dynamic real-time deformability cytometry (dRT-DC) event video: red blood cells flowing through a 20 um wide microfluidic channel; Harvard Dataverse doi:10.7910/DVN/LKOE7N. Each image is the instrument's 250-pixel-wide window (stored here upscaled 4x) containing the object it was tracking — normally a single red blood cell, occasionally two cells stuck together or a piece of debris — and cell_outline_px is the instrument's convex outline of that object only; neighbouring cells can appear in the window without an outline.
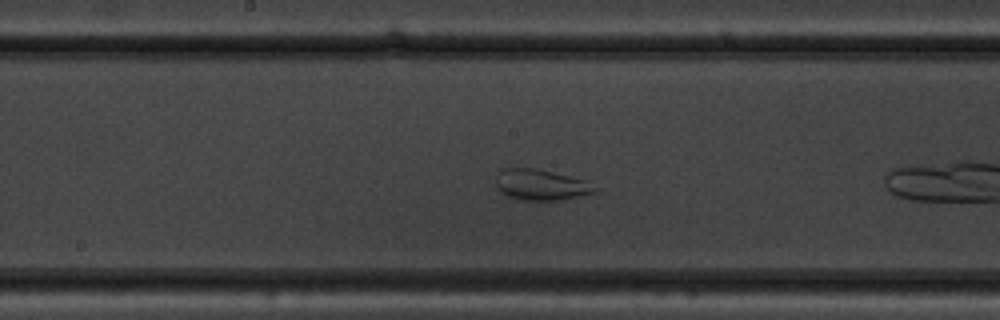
{"species": "common noctule bat (a hibernating species)", "species_latin": "Nyctalus noctula", "temperature_condition": "warm", "stored_images_in_passage": 17, "camera_frame_rate_fps": 3000, "um_per_image_px": 0.085, "animal": {"sex": "male", "body_mass_g": 19.5, "forearm_length_mm": 54.6}, "frame": {"image": 1, "passage_image": 12, "time_ms": 3.667, "image_size_px": [1000, 320], "cell_outline_px": [[600, 188], [596, 192], [560, 200], [520, 200], [508, 196], [500, 192], [496, 184], [496, 176], [504, 168], [532, 168], [588, 180]], "centroid_in_image_um": [46.02, 15.71], "position_along_channel_um": 202.2, "area_um2": 17.8}}
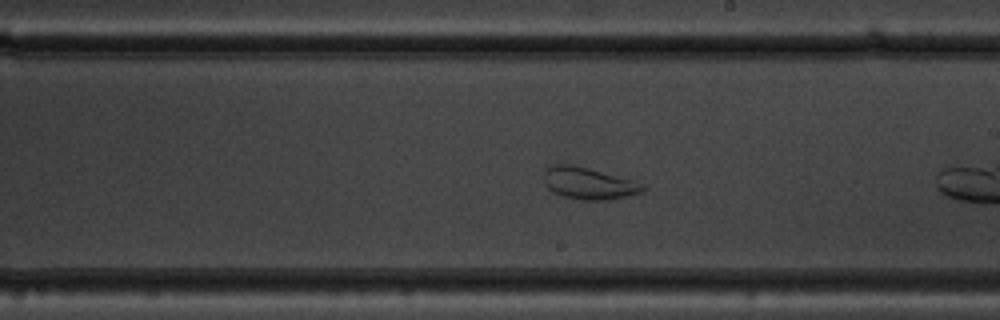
{"frame": {"image": 2, "passage_image": 15, "time_ms": 4.667, "image_size_px": [1000, 320], "cell_outline_px": [[648, 188], [640, 192], [608, 200], [584, 200], [564, 196], [552, 192], [544, 184], [544, 172], [552, 164], [572, 164], [636, 180]], "centroid_in_image_um": [50.03, 15.57], "position_along_channel_um": 239.0, "area_um2": 18.38}}